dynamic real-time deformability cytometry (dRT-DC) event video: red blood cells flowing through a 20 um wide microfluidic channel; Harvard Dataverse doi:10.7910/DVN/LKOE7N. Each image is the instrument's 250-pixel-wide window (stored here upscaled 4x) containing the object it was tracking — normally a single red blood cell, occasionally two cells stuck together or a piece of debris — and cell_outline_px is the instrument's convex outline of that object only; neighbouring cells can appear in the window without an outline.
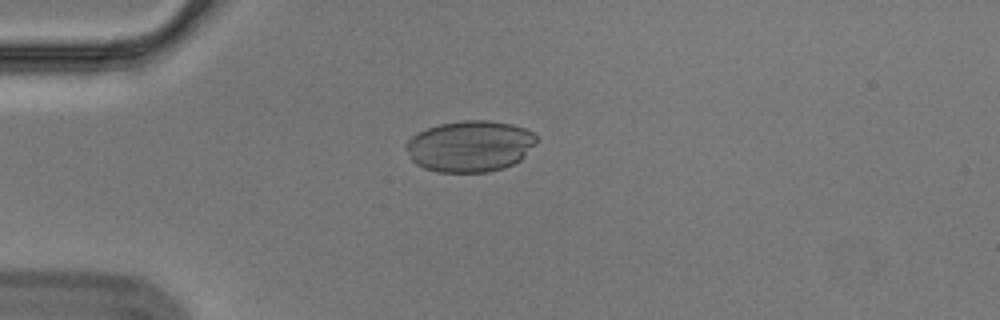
{"species": "Egyptian fruit bat (a non-hibernating species)", "species_latin": "Rousettus aegyptiacus", "temperature_condition": "cold", "stored_images_in_passage": 44, "camera_frame_rate_fps": 3000, "um_per_image_px": 0.085, "animal": {"sex": "male"}, "frame": {"image": 1, "passage_image": 3, "time_ms": 0.667, "image_size_px": [1000, 320], "cell_outline_px": [[536, 144], [520, 160], [504, 168], [488, 172], [436, 172], [424, 168], [416, 164], [412, 160], [404, 148], [404, 144], [416, 132], [440, 124], [460, 120], [488, 120], [512, 124], [524, 128], [532, 132], [536, 136]], "centroid_in_image_um": [39.92, 12.42], "position_along_channel_um": 45.1, "area_um2": 39.19}}
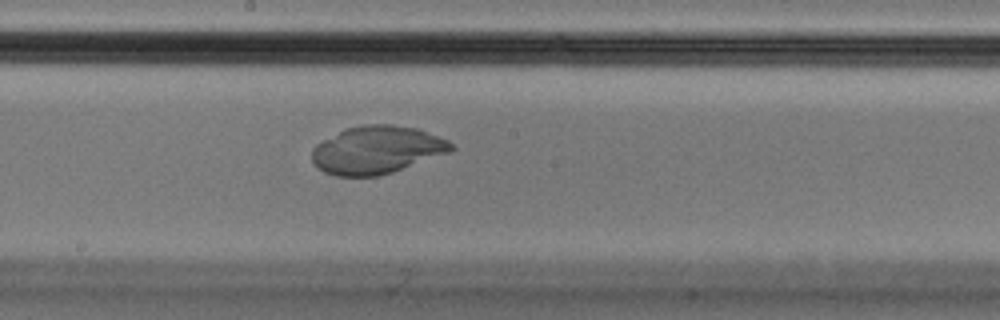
{"frame": {"image": 2, "passage_image": 19, "time_ms": 6.0, "image_size_px": [1000, 320], "cell_outline_px": [[456, 148], [452, 152], [380, 176], [336, 176], [324, 172], [316, 168], [312, 160], [312, 148], [316, 144], [348, 128], [364, 124], [392, 124], [416, 128], [448, 140]], "centroid_in_image_um": [32.05, 12.75], "position_along_channel_um": 216.2, "area_um2": 38.78}}
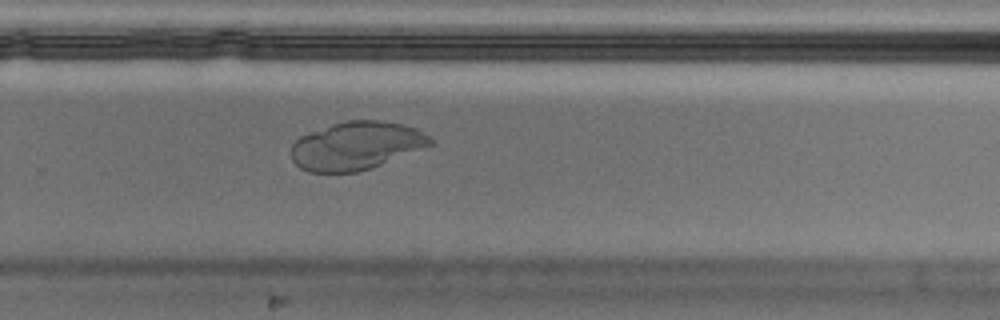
{"frame": {"image": 3, "passage_image": 26, "time_ms": 8.333, "image_size_px": [1000, 320], "cell_outline_px": [[436, 144], [380, 164], [356, 172], [308, 172], [300, 168], [292, 160], [292, 144], [300, 136], [332, 124], [348, 120], [380, 120], [400, 124], [416, 128], [428, 136]], "centroid_in_image_um": [30.28, 12.38], "position_along_channel_um": 299.5, "area_um2": 38.67}}